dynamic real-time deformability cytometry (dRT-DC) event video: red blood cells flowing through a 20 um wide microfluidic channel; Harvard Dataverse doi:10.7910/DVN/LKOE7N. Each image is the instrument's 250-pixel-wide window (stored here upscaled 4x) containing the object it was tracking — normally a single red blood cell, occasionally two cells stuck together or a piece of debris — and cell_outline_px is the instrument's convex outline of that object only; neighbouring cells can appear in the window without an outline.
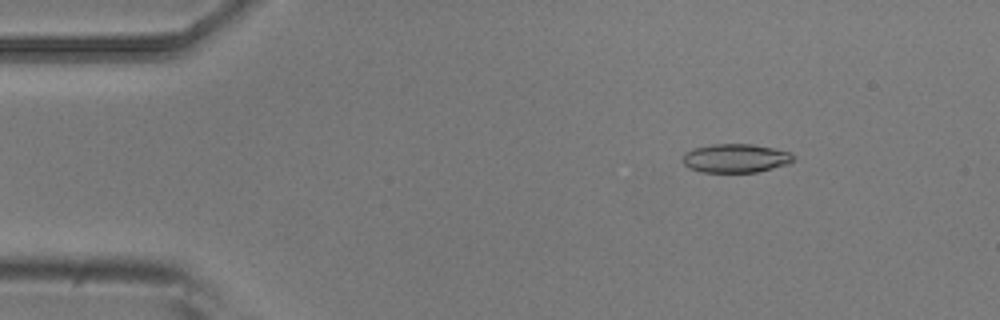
{"species": "common noctule bat (a hibernating species)", "species_latin": "Nyctalus noctula", "temperature_condition": "room temperature", "stored_images_in_passage": 4, "camera_frame_rate_fps": 3000, "um_per_image_px": 0.085, "animal": {"sex": "male", "body_mass_g": 20.5, "forearm_length_mm": 52.5}, "frame": {"image": 1, "passage_image": 2, "time_ms": 0.333, "image_size_px": [1000, 320], "cell_outline_px": [[796, 160], [788, 164], [756, 172], [700, 172], [688, 168], [680, 160], [684, 152], [692, 148], [712, 144], [752, 144], [776, 148], [792, 152], [796, 156]], "centroid_in_image_um": [62.53, 13.44], "position_along_channel_um": 22.5, "area_um2": 19.02}}